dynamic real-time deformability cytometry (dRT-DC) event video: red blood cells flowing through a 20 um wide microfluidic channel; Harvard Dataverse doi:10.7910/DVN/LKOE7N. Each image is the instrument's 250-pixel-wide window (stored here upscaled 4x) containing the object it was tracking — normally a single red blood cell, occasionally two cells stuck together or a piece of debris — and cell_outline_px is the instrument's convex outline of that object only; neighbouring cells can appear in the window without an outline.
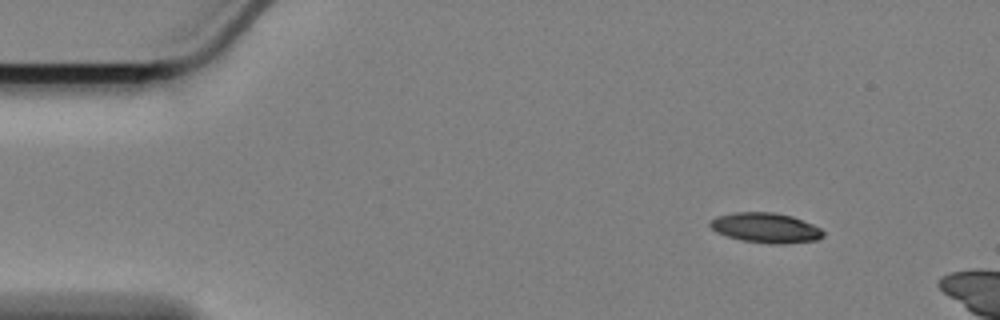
{"species": "Egyptian fruit bat (a non-hibernating species)", "species_latin": "Rousettus aegyptiacus", "temperature_condition": "cold", "stored_images_in_passage": 6, "camera_frame_rate_fps": 3000, "um_per_image_px": 0.085, "animal": {"sex": "female"}, "frame": {"image": 1, "passage_image": 1, "time_ms": 0.0, "image_size_px": [1000, 320], "cell_outline_px": [[824, 236], [816, 240], [784, 244], [772, 244], [744, 240], [728, 236], [716, 232], [708, 224], [708, 220], [716, 216], [732, 212], [776, 212], [792, 216], [812, 224], [820, 228], [824, 232]], "centroid_in_image_um": [65.06, 19.35], "position_along_channel_um": 19.9, "area_um2": 19.83}}